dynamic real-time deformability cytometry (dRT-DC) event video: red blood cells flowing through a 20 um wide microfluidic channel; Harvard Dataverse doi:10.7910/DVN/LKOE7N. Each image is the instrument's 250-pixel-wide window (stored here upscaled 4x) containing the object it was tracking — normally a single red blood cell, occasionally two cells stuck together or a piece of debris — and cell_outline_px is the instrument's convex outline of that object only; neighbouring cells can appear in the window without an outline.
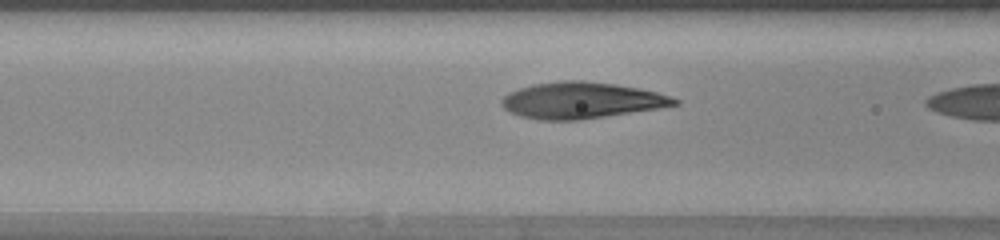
{"species": "human", "species_latin": "Homo sapiens", "temperature_condition": "warm", "stored_images_in_passage": 8, "camera_frame_rate_fps": 3000, "um_per_image_px": 0.085, "donor": {"sex": "female"}, "frame": {"image": 1, "passage_image": 7, "time_ms": 2.0, "image_size_px": [1000, 240], "cell_outline_px": [[680, 104], [656, 108], [576, 120], [540, 120], [520, 116], [504, 108], [500, 100], [508, 92], [532, 84], [560, 80], [580, 80], [616, 84], [640, 88], [656, 92], [680, 100]], "centroid_in_image_um": [49.38, 8.51], "position_along_channel_um": 117.2, "area_um2": 36.24}}